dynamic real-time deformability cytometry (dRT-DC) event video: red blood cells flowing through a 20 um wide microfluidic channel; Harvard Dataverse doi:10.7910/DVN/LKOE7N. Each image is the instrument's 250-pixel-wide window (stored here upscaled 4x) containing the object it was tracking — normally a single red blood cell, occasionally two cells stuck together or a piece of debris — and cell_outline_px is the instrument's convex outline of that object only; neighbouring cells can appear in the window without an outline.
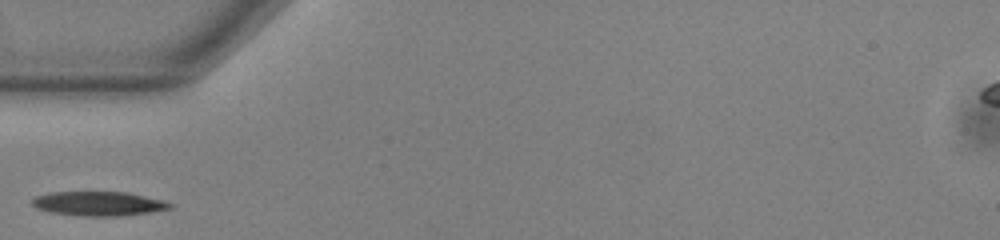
{"species": "common noctule bat (a hibernating species)", "species_latin": "Nyctalus noctula", "temperature_condition": "warm", "stored_images_in_passage": 26, "camera_frame_rate_fps": 3000, "um_per_image_px": 0.085, "animal": {"sex": "male", "body_mass_g": 13.0, "forearm_length_mm": 53.1}, "frame": {"image": 1, "passage_image": 1, "time_ms": 0.0, "image_size_px": [1000, 240], "cell_outline_px": [[176, 204], [172, 208], [152, 212], [120, 216], [80, 216], [48, 212], [36, 208], [32, 204], [32, 200], [36, 196], [52, 192], [124, 192], [164, 200]], "centroid_in_image_um": [8.41, 17.32], "position_along_channel_um": 76.6, "area_um2": 19.65}}
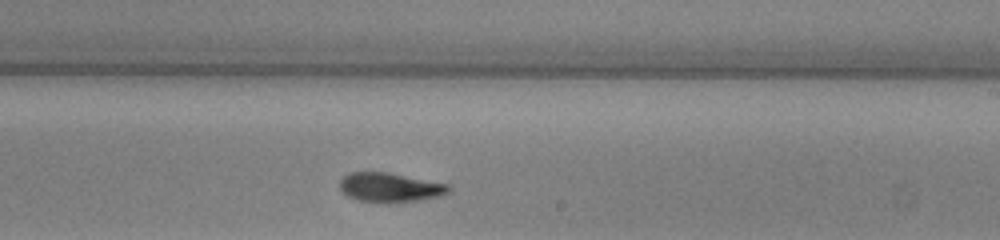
{"frame": {"image": 2, "passage_image": 15, "time_ms": 4.667, "image_size_px": [1000, 240], "cell_outline_px": [[452, 188], [448, 192], [440, 196], [420, 200], [388, 204], [380, 204], [356, 200], [348, 196], [340, 188], [340, 180], [348, 172], [388, 172], [452, 184]], "centroid_in_image_um": [33.18, 15.95], "position_along_channel_um": 255.8, "area_um2": 19.19}}
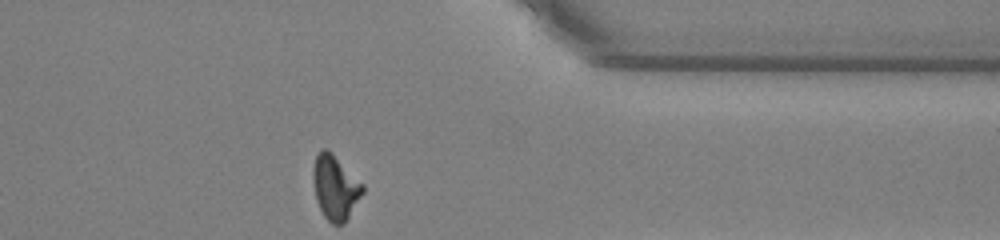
{"frame": {"image": 3, "passage_image": 26, "time_ms": 8.333, "image_size_px": [1000, 240], "cell_outline_px": [[364, 192], [344, 224], [332, 224], [324, 216], [316, 200], [312, 180], [312, 172], [316, 156], [320, 148], [324, 148], [332, 152], [364, 184]], "centroid_in_image_um": [28.49, 15.91], "position_along_channel_um": 382.9, "area_um2": 18.79}}